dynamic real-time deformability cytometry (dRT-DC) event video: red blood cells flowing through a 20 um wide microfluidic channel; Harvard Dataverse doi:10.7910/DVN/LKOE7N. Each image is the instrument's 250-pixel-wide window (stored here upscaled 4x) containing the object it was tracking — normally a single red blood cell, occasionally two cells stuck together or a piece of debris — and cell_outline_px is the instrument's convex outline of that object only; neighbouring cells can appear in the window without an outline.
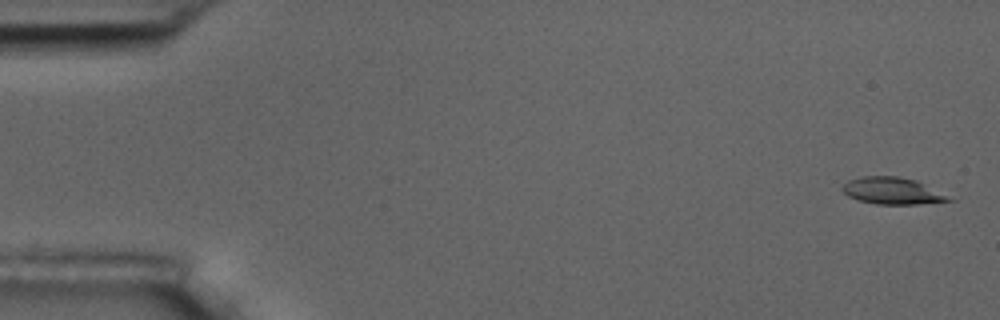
{"species": "common noctule bat (a hibernating species)", "species_latin": "Nyctalus noctula", "temperature_condition": "room temperature", "stored_images_in_passage": 6, "camera_frame_rate_fps": 3000, "um_per_image_px": 0.085, "animal": {"sex": "male", "body_mass_g": 17.5, "forearm_length_mm": 52.3}, "frame": {"image": 1, "passage_image": 1, "time_ms": 0.0, "image_size_px": [1000, 320], "cell_outline_px": [[956, 200], [916, 204], [876, 204], [860, 200], [848, 196], [840, 188], [848, 180], [864, 176], [896, 176], [916, 180]], "centroid_in_image_um": [75.82, 16.22], "position_along_channel_um": 9.2, "area_um2": 16.42}}